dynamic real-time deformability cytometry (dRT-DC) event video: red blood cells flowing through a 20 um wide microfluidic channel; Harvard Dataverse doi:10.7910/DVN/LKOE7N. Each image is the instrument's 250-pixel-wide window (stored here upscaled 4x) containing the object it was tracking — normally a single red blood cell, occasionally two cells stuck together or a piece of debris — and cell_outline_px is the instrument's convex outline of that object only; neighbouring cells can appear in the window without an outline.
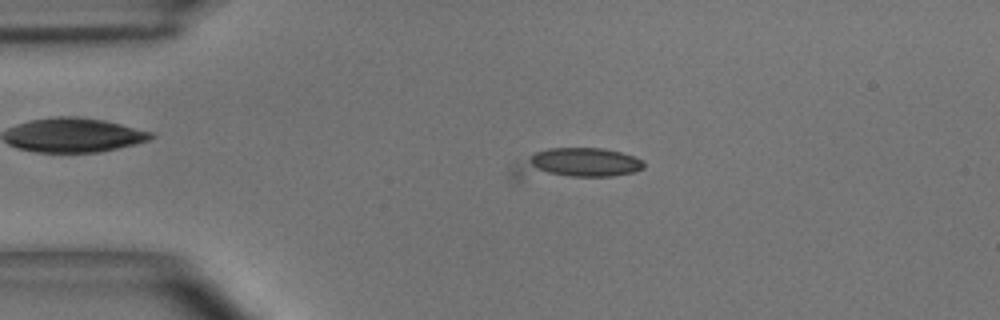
{"species": "common noctule bat (a hibernating species)", "species_latin": "Nyctalus noctula", "temperature_condition": "room temperature", "stored_images_in_passage": 27, "camera_frame_rate_fps": 3000, "um_per_image_px": 0.085, "animal": {"sex": "male", "body_mass_g": 15.6}, "frame": {"image": 1, "passage_image": 5, "time_ms": 1.333, "image_size_px": [1000, 320], "cell_outline_px": [[644, 168], [632, 172], [612, 176], [520, 180], [508, 180], [508, 168], [512, 164], [536, 152], [548, 148], [604, 148], [620, 152], [644, 160]], "centroid_in_image_um": [48.76, 13.95], "position_along_channel_um": 36.2, "area_um2": 24.33}}
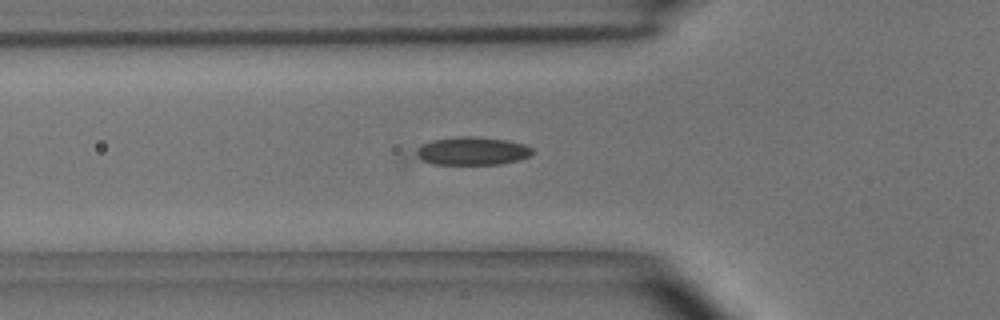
{"frame": {"image": 2, "passage_image": 12, "time_ms": 3.667, "image_size_px": [1000, 320], "cell_outline_px": [[536, 152], [520, 160], [500, 164], [432, 164], [400, 160], [400, 152], [420, 144], [432, 140], [456, 136], [476, 136], [508, 140], [524, 144], [532, 148]], "centroid_in_image_um": [39.71, 12.86], "position_along_channel_um": 86.1, "area_um2": 21.1}}
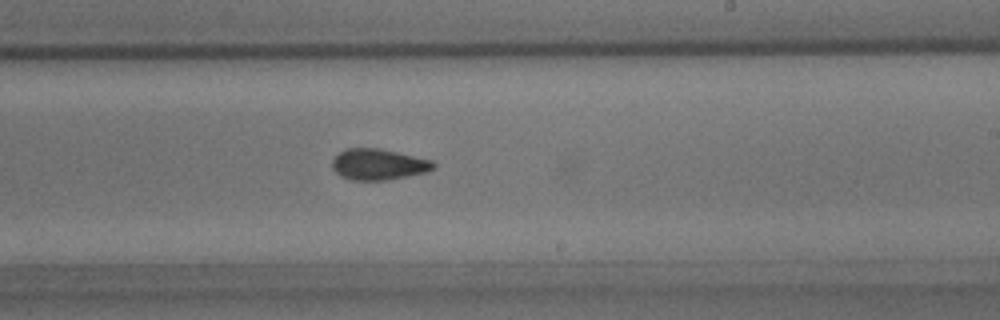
{"frame": {"image": 3, "passage_image": 26, "time_ms": 8.333, "image_size_px": [1000, 320], "cell_outline_px": [[436, 168], [428, 172], [388, 180], [352, 180], [340, 176], [332, 168], [332, 160], [344, 148], [380, 148], [432, 160], [436, 164]], "centroid_in_image_um": [32.19, 13.97], "position_along_channel_um": 256.8, "area_um2": 18.5}}